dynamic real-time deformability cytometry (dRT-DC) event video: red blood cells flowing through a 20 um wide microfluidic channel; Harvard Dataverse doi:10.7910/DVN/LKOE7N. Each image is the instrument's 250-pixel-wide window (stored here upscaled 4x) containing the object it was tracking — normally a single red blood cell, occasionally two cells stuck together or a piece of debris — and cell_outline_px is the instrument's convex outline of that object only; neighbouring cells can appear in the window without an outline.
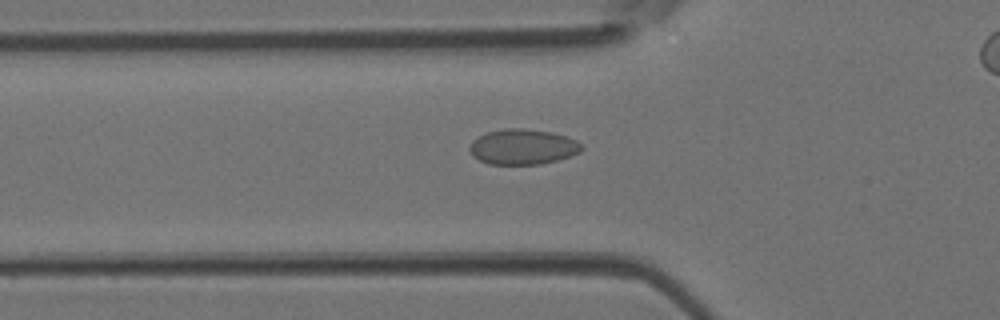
{"species": "Egyptian fruit bat (a non-hibernating species)", "species_latin": "Rousettus aegyptiacus", "temperature_condition": "room temperature", "stored_images_in_passage": 28, "camera_frame_rate_fps": 3000, "um_per_image_px": 0.085, "animal": {"sex": "female"}, "frame": {"image": 1, "passage_image": 2, "time_ms": 0.333, "image_size_px": [1000, 320], "cell_outline_px": [[584, 148], [580, 152], [556, 160], [540, 164], [488, 164], [472, 156], [468, 148], [472, 140], [488, 132], [504, 128], [524, 128], [552, 132], [576, 140], [584, 144]], "centroid_in_image_um": [44.43, 12.47], "position_along_channel_um": 81.4, "area_um2": 23.12}}
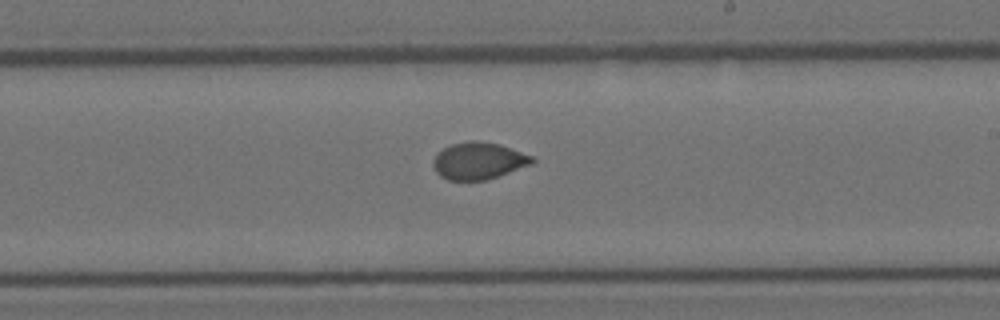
{"frame": {"image": 2, "passage_image": 13, "time_ms": 4.0, "image_size_px": [1000, 320], "cell_outline_px": [[536, 160], [532, 164], [484, 180], [448, 180], [440, 176], [436, 172], [432, 164], [432, 160], [436, 152], [452, 144], [472, 140], [476, 140], [500, 144], [532, 156]], "centroid_in_image_um": [40.64, 13.66], "position_along_channel_um": 248.4, "area_um2": 21.27}}
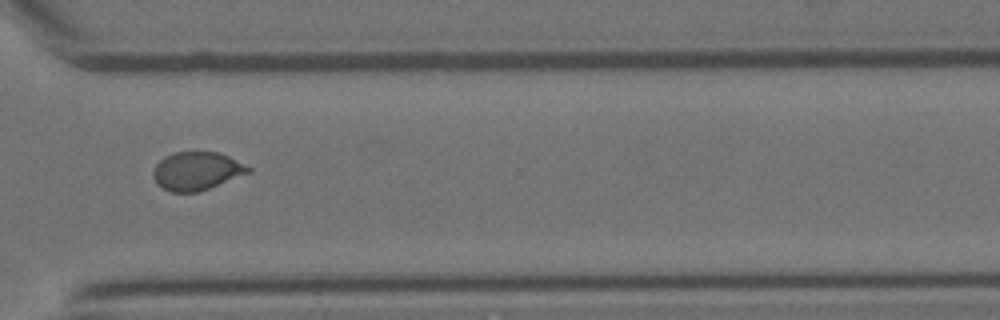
{"frame": {"image": 3, "passage_image": 20, "time_ms": 6.333, "image_size_px": [1000, 320], "cell_outline_px": [[252, 172], [208, 188], [196, 192], [172, 192], [156, 184], [152, 176], [152, 172], [156, 164], [164, 156], [176, 152], [220, 152], [252, 168]], "centroid_in_image_um": [16.71, 14.53], "position_along_channel_um": 353.9, "area_um2": 21.15}}